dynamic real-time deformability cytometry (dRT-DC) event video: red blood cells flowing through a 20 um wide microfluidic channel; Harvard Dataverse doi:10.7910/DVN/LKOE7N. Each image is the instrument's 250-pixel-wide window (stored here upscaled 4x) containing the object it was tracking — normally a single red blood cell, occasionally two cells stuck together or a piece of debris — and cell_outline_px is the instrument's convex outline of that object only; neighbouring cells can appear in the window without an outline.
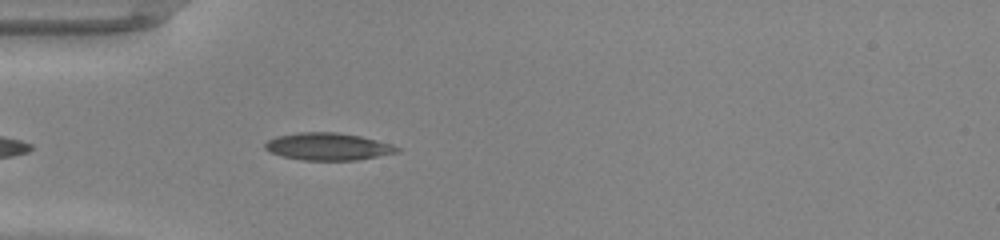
{"species": "common noctule bat (a hibernating species)", "species_latin": "Nyctalus noctula", "temperature_condition": "warm", "stored_images_in_passage": 21, "camera_frame_rate_fps": 3000, "um_per_image_px": 0.085, "animal": {"sex": "male", "body_mass_g": 20.0, "forearm_length_mm": 53.3}, "frame": {"image": 1, "passage_image": 1, "time_ms": 0.0, "image_size_px": [1000, 240], "cell_outline_px": [[400, 152], [356, 160], [300, 160], [280, 156], [268, 152], [264, 148], [264, 144], [268, 140], [276, 136], [300, 132], [336, 132], [360, 136], [392, 144], [400, 148]], "centroid_in_image_um": [27.84, 12.46], "position_along_channel_um": 57.2, "area_um2": 21.15}}
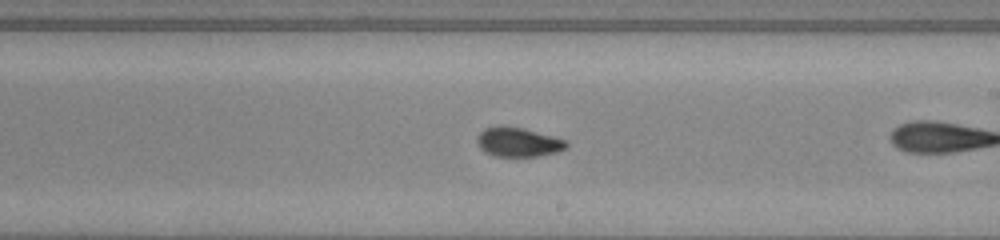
{"frame": {"image": 2, "passage_image": 12, "time_ms": 3.667, "image_size_px": [1000, 240], "cell_outline_px": [[568, 144], [564, 148], [556, 152], [536, 156], [496, 156], [480, 148], [476, 140], [476, 136], [484, 128], [500, 124], [524, 128], [568, 140]], "centroid_in_image_um": [44.02, 12.04], "position_along_channel_um": 245.0, "area_um2": 15.32}}